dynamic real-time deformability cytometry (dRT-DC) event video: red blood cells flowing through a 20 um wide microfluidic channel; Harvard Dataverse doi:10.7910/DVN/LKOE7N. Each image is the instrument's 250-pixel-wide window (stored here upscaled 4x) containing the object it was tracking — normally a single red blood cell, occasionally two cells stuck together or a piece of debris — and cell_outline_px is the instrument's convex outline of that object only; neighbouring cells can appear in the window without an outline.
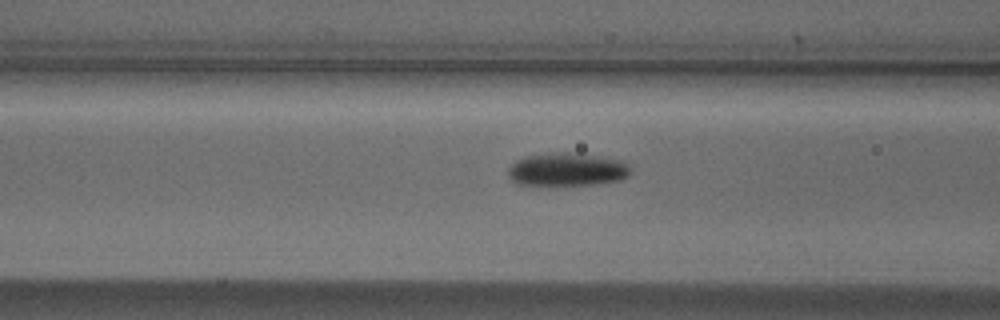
{"species": "Egyptian fruit bat (a non-hibernating species)", "species_latin": "Rousettus aegyptiacus", "temperature_condition": "cold", "stored_images_in_passage": 7, "camera_frame_rate_fps": 3000, "um_per_image_px": 0.085, "animal": {"sex": "male"}, "frame": {"image": 1, "passage_image": 5, "time_ms": 1.333, "image_size_px": [1000, 320], "cell_outline_px": [[632, 172], [628, 176], [620, 180], [596, 184], [516, 184], [508, 176], [508, 168], [516, 160], [524, 156], [564, 152], [568, 152], [624, 160], [632, 168]], "centroid_in_image_um": [48.24, 14.4], "position_along_channel_um": 118.4, "area_um2": 23.52}}